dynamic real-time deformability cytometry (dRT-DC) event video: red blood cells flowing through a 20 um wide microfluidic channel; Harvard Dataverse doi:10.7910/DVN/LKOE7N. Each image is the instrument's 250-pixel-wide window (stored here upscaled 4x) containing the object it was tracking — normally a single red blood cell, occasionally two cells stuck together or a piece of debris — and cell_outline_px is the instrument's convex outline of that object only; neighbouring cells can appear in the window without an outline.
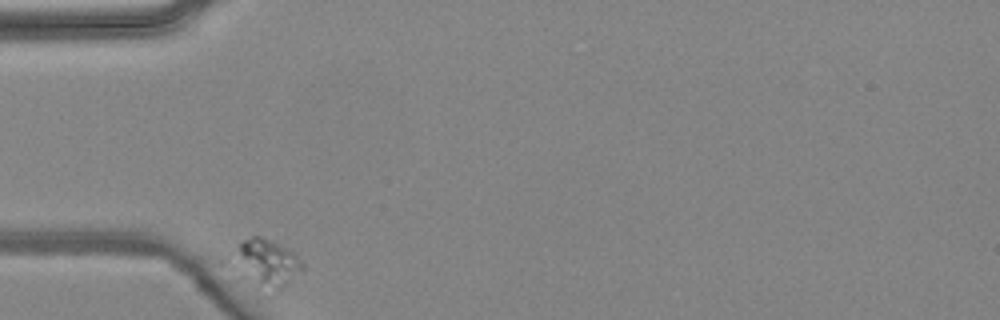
{"species": "common noctule bat (a hibernating species)", "species_latin": "Nyctalus noctula", "temperature_condition": "warm", "stored_images_in_passage": 6, "camera_frame_rate_fps": 3000, "um_per_image_px": 0.085, "animal": {"sex": "female", "body_mass_g": 24.6, "forearm_length_mm": 56.2}, "frame": {"image": 1, "passage_image": 1, "time_ms": 0.0, "image_size_px": [1000, 320], "cell_outline_px": [[304, 272], [276, 296], [268, 300], [236, 280], [220, 264], [220, 260], [240, 240], [252, 236], [260, 236], [280, 244], [296, 252], [304, 264]], "centroid_in_image_um": [22.36, 22.57], "position_along_channel_um": 62.6, "area_um2": 24.51}}
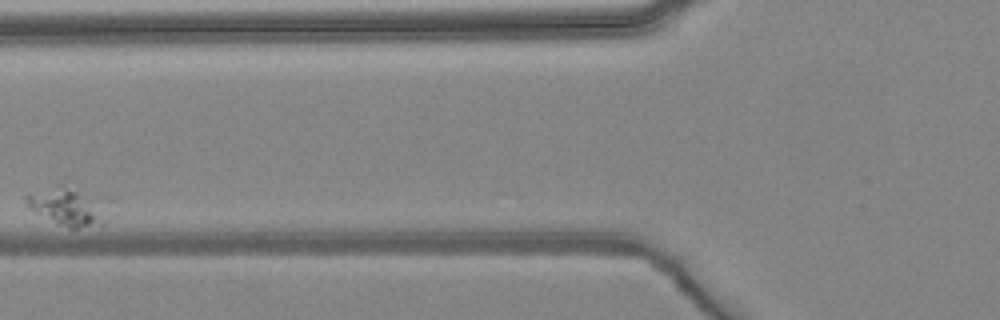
{"frame": {"image": 2, "passage_image": 3, "time_ms": 2.333, "image_size_px": [1000, 320], "cell_outline_px": [[112, 200], [104, 220], [100, 224], [76, 228], [68, 228], [36, 212], [24, 200], [24, 196], [60, 184], [64, 184], [108, 196]], "centroid_in_image_um": [5.97, 17.48], "position_along_channel_um": 119.8, "area_um2": 18.79}}
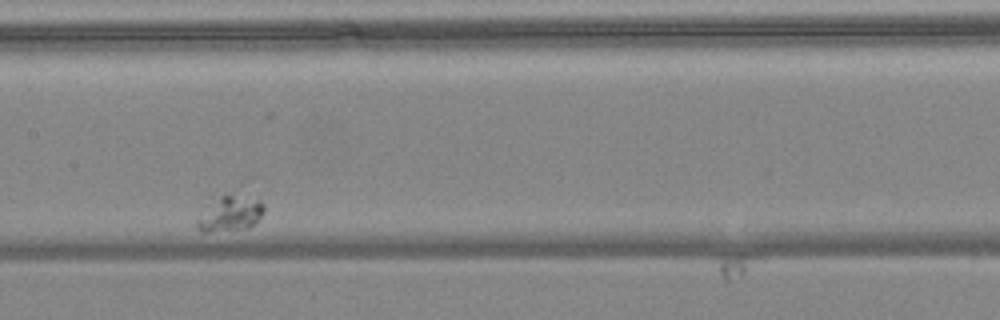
{"frame": {"image": 3, "passage_image": 5, "time_ms": 4.667, "image_size_px": [1000, 320], "cell_outline_px": [[264, 212], [248, 228], [208, 232], [200, 232], [196, 228], [196, 220], [220, 196], [232, 196], [256, 200], [264, 204]], "centroid_in_image_um": [19.54, 18.23], "position_along_channel_um": 187.9, "area_um2": 12.89}}